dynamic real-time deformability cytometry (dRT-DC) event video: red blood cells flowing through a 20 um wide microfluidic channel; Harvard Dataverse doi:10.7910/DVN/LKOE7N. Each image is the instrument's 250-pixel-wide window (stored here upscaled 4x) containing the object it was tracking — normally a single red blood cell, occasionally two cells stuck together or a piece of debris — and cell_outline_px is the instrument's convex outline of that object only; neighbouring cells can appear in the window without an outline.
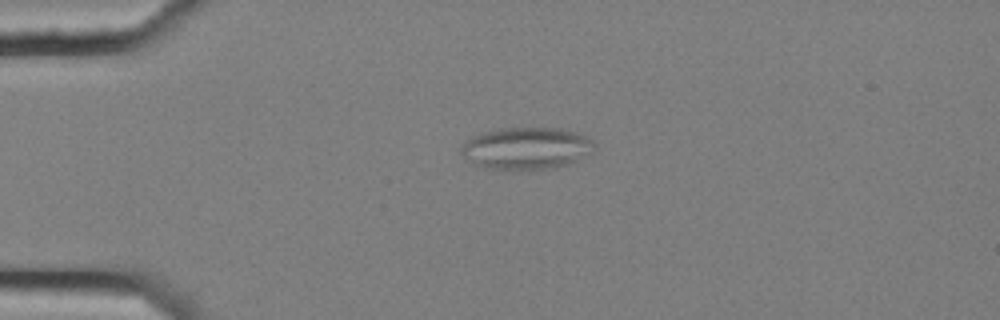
{"species": "common noctule bat (a hibernating species)", "species_latin": "Nyctalus noctula", "temperature_condition": "cold", "stored_images_in_passage": 3, "camera_frame_rate_fps": 3000, "um_per_image_px": 0.085, "animal": {"sex": "female", "body_mass_g": 25.1}, "frame": {"image": 1, "passage_image": 1, "time_ms": 0.0, "image_size_px": [1000, 320], "cell_outline_px": [[596, 148], [592, 152], [568, 164], [552, 168], [528, 172], [504, 172], [480, 168], [472, 164], [460, 152], [460, 148], [472, 136], [480, 132], [496, 128], [560, 128], [576, 132], [592, 140], [596, 144]], "centroid_in_image_um": [44.69, 12.66], "position_along_channel_um": 40.3, "area_um2": 33.87}}
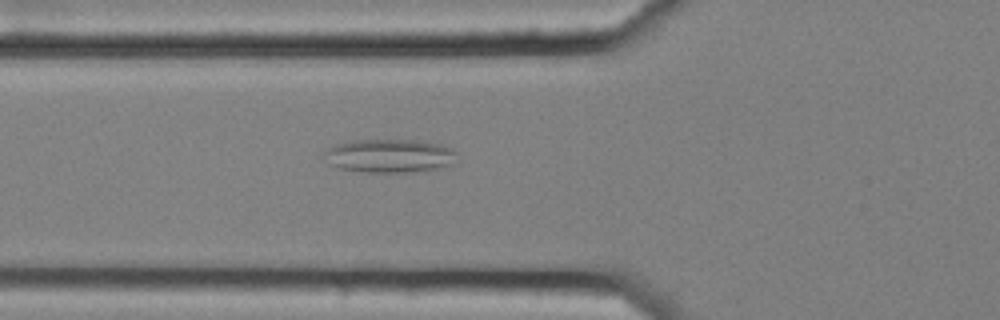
{"frame": {"image": 2, "passage_image": 3, "time_ms": 0.667, "image_size_px": [1000, 320], "cell_outline_px": [[456, 152], [452, 164], [440, 168], [412, 172], [364, 172], [340, 168], [328, 164], [324, 156], [324, 152], [328, 148], [336, 144], [352, 140], [416, 140], [440, 144], [452, 148]], "centroid_in_image_um": [33.09, 13.24], "position_along_channel_um": 92.7, "area_um2": 25.95}}